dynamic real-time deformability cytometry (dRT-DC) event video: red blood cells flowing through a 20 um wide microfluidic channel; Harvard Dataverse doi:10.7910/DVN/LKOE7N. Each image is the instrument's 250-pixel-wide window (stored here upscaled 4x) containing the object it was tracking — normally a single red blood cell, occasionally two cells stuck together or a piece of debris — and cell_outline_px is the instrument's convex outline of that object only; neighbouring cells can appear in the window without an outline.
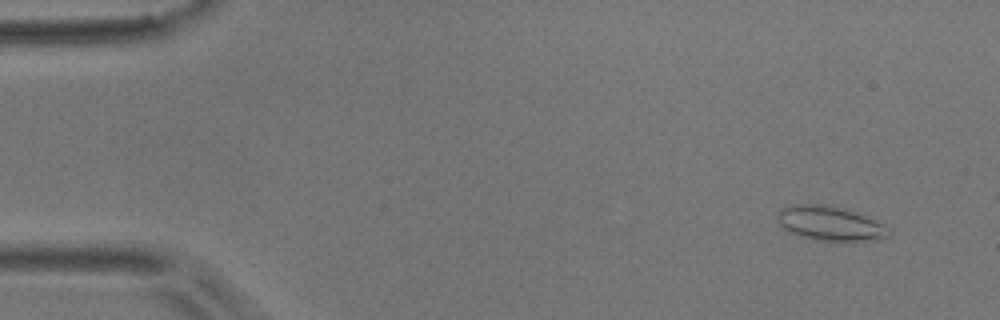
{"species": "common noctule bat (a hibernating species)", "species_latin": "Nyctalus noctula", "temperature_condition": "room temperature", "stored_images_in_passage": 3, "camera_frame_rate_fps": 3000, "um_per_image_px": 0.085, "animal": {"sex": "male", "body_mass_g": 17.9}, "frame": {"image": 1, "passage_image": 1, "time_ms": 0.0, "image_size_px": [1000, 320], "cell_outline_px": [[892, 236], [868, 240], [816, 240], [800, 236], [784, 228], [776, 220], [776, 216], [780, 208], [796, 204], [824, 204], [844, 208], [860, 212], [892, 228]], "centroid_in_image_um": [70.61, 18.97], "position_along_channel_um": 14.4, "area_um2": 22.6}}